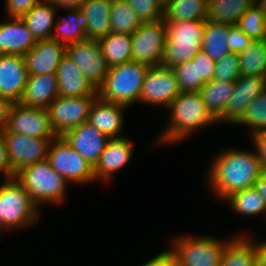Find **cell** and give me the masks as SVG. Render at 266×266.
<instances>
[{
  "mask_svg": "<svg viewBox=\"0 0 266 266\" xmlns=\"http://www.w3.org/2000/svg\"><path fill=\"white\" fill-rule=\"evenodd\" d=\"M256 153L230 151L219 156L209 172L210 182L221 197L253 187L263 172Z\"/></svg>",
  "mask_w": 266,
  "mask_h": 266,
  "instance_id": "obj_1",
  "label": "cell"
},
{
  "mask_svg": "<svg viewBox=\"0 0 266 266\" xmlns=\"http://www.w3.org/2000/svg\"><path fill=\"white\" fill-rule=\"evenodd\" d=\"M164 22L166 39L162 66L172 68L191 61L201 51L206 19Z\"/></svg>",
  "mask_w": 266,
  "mask_h": 266,
  "instance_id": "obj_2",
  "label": "cell"
},
{
  "mask_svg": "<svg viewBox=\"0 0 266 266\" xmlns=\"http://www.w3.org/2000/svg\"><path fill=\"white\" fill-rule=\"evenodd\" d=\"M148 69L149 66L146 64L132 60L110 67L103 83L97 88L99 96L96 97L124 106H128L137 99L140 100Z\"/></svg>",
  "mask_w": 266,
  "mask_h": 266,
  "instance_id": "obj_3",
  "label": "cell"
},
{
  "mask_svg": "<svg viewBox=\"0 0 266 266\" xmlns=\"http://www.w3.org/2000/svg\"><path fill=\"white\" fill-rule=\"evenodd\" d=\"M169 107L173 124L162 136L164 142L179 140L192 129L217 121L207 110L199 92H181Z\"/></svg>",
  "mask_w": 266,
  "mask_h": 266,
  "instance_id": "obj_4",
  "label": "cell"
},
{
  "mask_svg": "<svg viewBox=\"0 0 266 266\" xmlns=\"http://www.w3.org/2000/svg\"><path fill=\"white\" fill-rule=\"evenodd\" d=\"M15 179L33 202H59L63 199L66 179L58 174L46 159L27 166L15 174Z\"/></svg>",
  "mask_w": 266,
  "mask_h": 266,
  "instance_id": "obj_5",
  "label": "cell"
},
{
  "mask_svg": "<svg viewBox=\"0 0 266 266\" xmlns=\"http://www.w3.org/2000/svg\"><path fill=\"white\" fill-rule=\"evenodd\" d=\"M36 206L15 178L8 179L0 187V220L4 228L36 221Z\"/></svg>",
  "mask_w": 266,
  "mask_h": 266,
  "instance_id": "obj_6",
  "label": "cell"
},
{
  "mask_svg": "<svg viewBox=\"0 0 266 266\" xmlns=\"http://www.w3.org/2000/svg\"><path fill=\"white\" fill-rule=\"evenodd\" d=\"M131 37L132 61L149 67L162 65L166 39L164 20L142 22Z\"/></svg>",
  "mask_w": 266,
  "mask_h": 266,
  "instance_id": "obj_7",
  "label": "cell"
},
{
  "mask_svg": "<svg viewBox=\"0 0 266 266\" xmlns=\"http://www.w3.org/2000/svg\"><path fill=\"white\" fill-rule=\"evenodd\" d=\"M95 98V95L58 96L47 108L50 125L56 136H63L66 132L87 122Z\"/></svg>",
  "mask_w": 266,
  "mask_h": 266,
  "instance_id": "obj_8",
  "label": "cell"
},
{
  "mask_svg": "<svg viewBox=\"0 0 266 266\" xmlns=\"http://www.w3.org/2000/svg\"><path fill=\"white\" fill-rule=\"evenodd\" d=\"M53 141L55 145L50 147L47 160L51 167L67 182H86L95 178L94 167L76 152L62 136H57Z\"/></svg>",
  "mask_w": 266,
  "mask_h": 266,
  "instance_id": "obj_9",
  "label": "cell"
},
{
  "mask_svg": "<svg viewBox=\"0 0 266 266\" xmlns=\"http://www.w3.org/2000/svg\"><path fill=\"white\" fill-rule=\"evenodd\" d=\"M2 136L14 174L48 157V147L52 142L50 138H36L7 130Z\"/></svg>",
  "mask_w": 266,
  "mask_h": 266,
  "instance_id": "obj_10",
  "label": "cell"
},
{
  "mask_svg": "<svg viewBox=\"0 0 266 266\" xmlns=\"http://www.w3.org/2000/svg\"><path fill=\"white\" fill-rule=\"evenodd\" d=\"M177 241L173 252L178 258L179 266H220L222 253L227 245L209 237Z\"/></svg>",
  "mask_w": 266,
  "mask_h": 266,
  "instance_id": "obj_11",
  "label": "cell"
},
{
  "mask_svg": "<svg viewBox=\"0 0 266 266\" xmlns=\"http://www.w3.org/2000/svg\"><path fill=\"white\" fill-rule=\"evenodd\" d=\"M180 93L179 82L172 68L162 65L149 67L144 77L140 100L169 107Z\"/></svg>",
  "mask_w": 266,
  "mask_h": 266,
  "instance_id": "obj_12",
  "label": "cell"
},
{
  "mask_svg": "<svg viewBox=\"0 0 266 266\" xmlns=\"http://www.w3.org/2000/svg\"><path fill=\"white\" fill-rule=\"evenodd\" d=\"M66 54L96 88L103 83L109 66L98 41L84 40L68 44L66 45Z\"/></svg>",
  "mask_w": 266,
  "mask_h": 266,
  "instance_id": "obj_13",
  "label": "cell"
},
{
  "mask_svg": "<svg viewBox=\"0 0 266 266\" xmlns=\"http://www.w3.org/2000/svg\"><path fill=\"white\" fill-rule=\"evenodd\" d=\"M6 130L36 138L52 137L53 140V137H57L50 125L46 109L26 107L21 103L13 104Z\"/></svg>",
  "mask_w": 266,
  "mask_h": 266,
  "instance_id": "obj_14",
  "label": "cell"
},
{
  "mask_svg": "<svg viewBox=\"0 0 266 266\" xmlns=\"http://www.w3.org/2000/svg\"><path fill=\"white\" fill-rule=\"evenodd\" d=\"M28 76L24 56L0 54V97L20 103Z\"/></svg>",
  "mask_w": 266,
  "mask_h": 266,
  "instance_id": "obj_15",
  "label": "cell"
},
{
  "mask_svg": "<svg viewBox=\"0 0 266 266\" xmlns=\"http://www.w3.org/2000/svg\"><path fill=\"white\" fill-rule=\"evenodd\" d=\"M266 88V78L256 75L242 76L235 81L234 93L230 96L222 115L217 119H226L236 123L248 104Z\"/></svg>",
  "mask_w": 266,
  "mask_h": 266,
  "instance_id": "obj_16",
  "label": "cell"
},
{
  "mask_svg": "<svg viewBox=\"0 0 266 266\" xmlns=\"http://www.w3.org/2000/svg\"><path fill=\"white\" fill-rule=\"evenodd\" d=\"M66 54V45L52 39L39 40L25 54L28 75H55L61 59Z\"/></svg>",
  "mask_w": 266,
  "mask_h": 266,
  "instance_id": "obj_17",
  "label": "cell"
},
{
  "mask_svg": "<svg viewBox=\"0 0 266 266\" xmlns=\"http://www.w3.org/2000/svg\"><path fill=\"white\" fill-rule=\"evenodd\" d=\"M62 137L93 167L110 139L88 121L66 132Z\"/></svg>",
  "mask_w": 266,
  "mask_h": 266,
  "instance_id": "obj_18",
  "label": "cell"
},
{
  "mask_svg": "<svg viewBox=\"0 0 266 266\" xmlns=\"http://www.w3.org/2000/svg\"><path fill=\"white\" fill-rule=\"evenodd\" d=\"M55 75L58 81V94L61 97H80L98 93L97 88L67 54L61 59Z\"/></svg>",
  "mask_w": 266,
  "mask_h": 266,
  "instance_id": "obj_19",
  "label": "cell"
},
{
  "mask_svg": "<svg viewBox=\"0 0 266 266\" xmlns=\"http://www.w3.org/2000/svg\"><path fill=\"white\" fill-rule=\"evenodd\" d=\"M36 42L21 18L0 24V54L25 56Z\"/></svg>",
  "mask_w": 266,
  "mask_h": 266,
  "instance_id": "obj_20",
  "label": "cell"
},
{
  "mask_svg": "<svg viewBox=\"0 0 266 266\" xmlns=\"http://www.w3.org/2000/svg\"><path fill=\"white\" fill-rule=\"evenodd\" d=\"M59 96L56 75H31L20 103L26 107L46 109Z\"/></svg>",
  "mask_w": 266,
  "mask_h": 266,
  "instance_id": "obj_21",
  "label": "cell"
},
{
  "mask_svg": "<svg viewBox=\"0 0 266 266\" xmlns=\"http://www.w3.org/2000/svg\"><path fill=\"white\" fill-rule=\"evenodd\" d=\"M95 101L90 108L87 121L108 138H118L116 134L120 132L123 122L120 111L126 106L107 102L101 98Z\"/></svg>",
  "mask_w": 266,
  "mask_h": 266,
  "instance_id": "obj_22",
  "label": "cell"
},
{
  "mask_svg": "<svg viewBox=\"0 0 266 266\" xmlns=\"http://www.w3.org/2000/svg\"><path fill=\"white\" fill-rule=\"evenodd\" d=\"M131 142L126 138H111L94 166V176L108 179L112 171L125 165L132 154ZM110 173V174H109Z\"/></svg>",
  "mask_w": 266,
  "mask_h": 266,
  "instance_id": "obj_23",
  "label": "cell"
},
{
  "mask_svg": "<svg viewBox=\"0 0 266 266\" xmlns=\"http://www.w3.org/2000/svg\"><path fill=\"white\" fill-rule=\"evenodd\" d=\"M111 5L112 0H87L80 7L86 17V40L98 41L111 32Z\"/></svg>",
  "mask_w": 266,
  "mask_h": 266,
  "instance_id": "obj_24",
  "label": "cell"
},
{
  "mask_svg": "<svg viewBox=\"0 0 266 266\" xmlns=\"http://www.w3.org/2000/svg\"><path fill=\"white\" fill-rule=\"evenodd\" d=\"M229 25L206 19L201 50L215 62L224 58L229 51Z\"/></svg>",
  "mask_w": 266,
  "mask_h": 266,
  "instance_id": "obj_25",
  "label": "cell"
},
{
  "mask_svg": "<svg viewBox=\"0 0 266 266\" xmlns=\"http://www.w3.org/2000/svg\"><path fill=\"white\" fill-rule=\"evenodd\" d=\"M255 0H208L207 20L235 25Z\"/></svg>",
  "mask_w": 266,
  "mask_h": 266,
  "instance_id": "obj_26",
  "label": "cell"
},
{
  "mask_svg": "<svg viewBox=\"0 0 266 266\" xmlns=\"http://www.w3.org/2000/svg\"><path fill=\"white\" fill-rule=\"evenodd\" d=\"M40 0L31 10L21 17L36 41L51 39L55 11L53 5ZM53 24V25H52Z\"/></svg>",
  "mask_w": 266,
  "mask_h": 266,
  "instance_id": "obj_27",
  "label": "cell"
},
{
  "mask_svg": "<svg viewBox=\"0 0 266 266\" xmlns=\"http://www.w3.org/2000/svg\"><path fill=\"white\" fill-rule=\"evenodd\" d=\"M98 43L109 68L132 60L131 35L109 32Z\"/></svg>",
  "mask_w": 266,
  "mask_h": 266,
  "instance_id": "obj_28",
  "label": "cell"
},
{
  "mask_svg": "<svg viewBox=\"0 0 266 266\" xmlns=\"http://www.w3.org/2000/svg\"><path fill=\"white\" fill-rule=\"evenodd\" d=\"M235 82L211 80L199 91L207 110L217 120L234 93Z\"/></svg>",
  "mask_w": 266,
  "mask_h": 266,
  "instance_id": "obj_29",
  "label": "cell"
},
{
  "mask_svg": "<svg viewBox=\"0 0 266 266\" xmlns=\"http://www.w3.org/2000/svg\"><path fill=\"white\" fill-rule=\"evenodd\" d=\"M208 0H171L164 7V21L207 19Z\"/></svg>",
  "mask_w": 266,
  "mask_h": 266,
  "instance_id": "obj_30",
  "label": "cell"
},
{
  "mask_svg": "<svg viewBox=\"0 0 266 266\" xmlns=\"http://www.w3.org/2000/svg\"><path fill=\"white\" fill-rule=\"evenodd\" d=\"M245 238L228 242L222 253L220 266H257L256 245Z\"/></svg>",
  "mask_w": 266,
  "mask_h": 266,
  "instance_id": "obj_31",
  "label": "cell"
},
{
  "mask_svg": "<svg viewBox=\"0 0 266 266\" xmlns=\"http://www.w3.org/2000/svg\"><path fill=\"white\" fill-rule=\"evenodd\" d=\"M142 24L126 0H112L110 10L111 32L132 35Z\"/></svg>",
  "mask_w": 266,
  "mask_h": 266,
  "instance_id": "obj_32",
  "label": "cell"
},
{
  "mask_svg": "<svg viewBox=\"0 0 266 266\" xmlns=\"http://www.w3.org/2000/svg\"><path fill=\"white\" fill-rule=\"evenodd\" d=\"M240 75H256L266 78V44L254 40L244 51L238 53Z\"/></svg>",
  "mask_w": 266,
  "mask_h": 266,
  "instance_id": "obj_33",
  "label": "cell"
},
{
  "mask_svg": "<svg viewBox=\"0 0 266 266\" xmlns=\"http://www.w3.org/2000/svg\"><path fill=\"white\" fill-rule=\"evenodd\" d=\"M73 11L72 18L70 17L71 20H65L59 26L57 25V32L52 34V40L65 45L86 40L87 23L85 14L80 9H73Z\"/></svg>",
  "mask_w": 266,
  "mask_h": 266,
  "instance_id": "obj_34",
  "label": "cell"
},
{
  "mask_svg": "<svg viewBox=\"0 0 266 266\" xmlns=\"http://www.w3.org/2000/svg\"><path fill=\"white\" fill-rule=\"evenodd\" d=\"M226 198L230 200L232 208L246 215L266 210V203L255 186L232 193Z\"/></svg>",
  "mask_w": 266,
  "mask_h": 266,
  "instance_id": "obj_35",
  "label": "cell"
},
{
  "mask_svg": "<svg viewBox=\"0 0 266 266\" xmlns=\"http://www.w3.org/2000/svg\"><path fill=\"white\" fill-rule=\"evenodd\" d=\"M236 123L250 125L254 135L266 131V88L248 104Z\"/></svg>",
  "mask_w": 266,
  "mask_h": 266,
  "instance_id": "obj_36",
  "label": "cell"
},
{
  "mask_svg": "<svg viewBox=\"0 0 266 266\" xmlns=\"http://www.w3.org/2000/svg\"><path fill=\"white\" fill-rule=\"evenodd\" d=\"M249 38L263 40L266 29V17L256 2L245 12L236 24Z\"/></svg>",
  "mask_w": 266,
  "mask_h": 266,
  "instance_id": "obj_37",
  "label": "cell"
},
{
  "mask_svg": "<svg viewBox=\"0 0 266 266\" xmlns=\"http://www.w3.org/2000/svg\"><path fill=\"white\" fill-rule=\"evenodd\" d=\"M181 92H199L204 84L199 80L198 60L183 62L172 67Z\"/></svg>",
  "mask_w": 266,
  "mask_h": 266,
  "instance_id": "obj_38",
  "label": "cell"
},
{
  "mask_svg": "<svg viewBox=\"0 0 266 266\" xmlns=\"http://www.w3.org/2000/svg\"><path fill=\"white\" fill-rule=\"evenodd\" d=\"M238 53H228L216 61L213 80L235 82L240 77Z\"/></svg>",
  "mask_w": 266,
  "mask_h": 266,
  "instance_id": "obj_39",
  "label": "cell"
},
{
  "mask_svg": "<svg viewBox=\"0 0 266 266\" xmlns=\"http://www.w3.org/2000/svg\"><path fill=\"white\" fill-rule=\"evenodd\" d=\"M142 22L163 20L164 7L158 0H126Z\"/></svg>",
  "mask_w": 266,
  "mask_h": 266,
  "instance_id": "obj_40",
  "label": "cell"
},
{
  "mask_svg": "<svg viewBox=\"0 0 266 266\" xmlns=\"http://www.w3.org/2000/svg\"><path fill=\"white\" fill-rule=\"evenodd\" d=\"M253 41L236 24L229 25L228 46L231 53H240L246 50Z\"/></svg>",
  "mask_w": 266,
  "mask_h": 266,
  "instance_id": "obj_41",
  "label": "cell"
},
{
  "mask_svg": "<svg viewBox=\"0 0 266 266\" xmlns=\"http://www.w3.org/2000/svg\"><path fill=\"white\" fill-rule=\"evenodd\" d=\"M192 60H198L199 80L205 85L213 80L215 61L202 50Z\"/></svg>",
  "mask_w": 266,
  "mask_h": 266,
  "instance_id": "obj_42",
  "label": "cell"
},
{
  "mask_svg": "<svg viewBox=\"0 0 266 266\" xmlns=\"http://www.w3.org/2000/svg\"><path fill=\"white\" fill-rule=\"evenodd\" d=\"M39 2V0H7V11L11 18H21Z\"/></svg>",
  "mask_w": 266,
  "mask_h": 266,
  "instance_id": "obj_43",
  "label": "cell"
},
{
  "mask_svg": "<svg viewBox=\"0 0 266 266\" xmlns=\"http://www.w3.org/2000/svg\"><path fill=\"white\" fill-rule=\"evenodd\" d=\"M143 266H179V261L173 251H165Z\"/></svg>",
  "mask_w": 266,
  "mask_h": 266,
  "instance_id": "obj_44",
  "label": "cell"
},
{
  "mask_svg": "<svg viewBox=\"0 0 266 266\" xmlns=\"http://www.w3.org/2000/svg\"><path fill=\"white\" fill-rule=\"evenodd\" d=\"M0 170L4 171L7 178H15L2 134H0Z\"/></svg>",
  "mask_w": 266,
  "mask_h": 266,
  "instance_id": "obj_45",
  "label": "cell"
},
{
  "mask_svg": "<svg viewBox=\"0 0 266 266\" xmlns=\"http://www.w3.org/2000/svg\"><path fill=\"white\" fill-rule=\"evenodd\" d=\"M13 102L4 97H0V134H2L8 126V119L10 115Z\"/></svg>",
  "mask_w": 266,
  "mask_h": 266,
  "instance_id": "obj_46",
  "label": "cell"
},
{
  "mask_svg": "<svg viewBox=\"0 0 266 266\" xmlns=\"http://www.w3.org/2000/svg\"><path fill=\"white\" fill-rule=\"evenodd\" d=\"M253 138L255 140L257 147L256 151L262 163L263 170H266V131L255 134Z\"/></svg>",
  "mask_w": 266,
  "mask_h": 266,
  "instance_id": "obj_47",
  "label": "cell"
},
{
  "mask_svg": "<svg viewBox=\"0 0 266 266\" xmlns=\"http://www.w3.org/2000/svg\"><path fill=\"white\" fill-rule=\"evenodd\" d=\"M50 2L52 5H60L63 8L66 7L72 9H80V7L87 1V0H45Z\"/></svg>",
  "mask_w": 266,
  "mask_h": 266,
  "instance_id": "obj_48",
  "label": "cell"
},
{
  "mask_svg": "<svg viewBox=\"0 0 266 266\" xmlns=\"http://www.w3.org/2000/svg\"><path fill=\"white\" fill-rule=\"evenodd\" d=\"M254 186L266 203V170L262 172Z\"/></svg>",
  "mask_w": 266,
  "mask_h": 266,
  "instance_id": "obj_49",
  "label": "cell"
},
{
  "mask_svg": "<svg viewBox=\"0 0 266 266\" xmlns=\"http://www.w3.org/2000/svg\"><path fill=\"white\" fill-rule=\"evenodd\" d=\"M257 266H266V243L256 245Z\"/></svg>",
  "mask_w": 266,
  "mask_h": 266,
  "instance_id": "obj_50",
  "label": "cell"
},
{
  "mask_svg": "<svg viewBox=\"0 0 266 266\" xmlns=\"http://www.w3.org/2000/svg\"><path fill=\"white\" fill-rule=\"evenodd\" d=\"M259 2V3H257ZM256 4L262 9V11L264 12V15L266 17V0H256Z\"/></svg>",
  "mask_w": 266,
  "mask_h": 266,
  "instance_id": "obj_51",
  "label": "cell"
},
{
  "mask_svg": "<svg viewBox=\"0 0 266 266\" xmlns=\"http://www.w3.org/2000/svg\"><path fill=\"white\" fill-rule=\"evenodd\" d=\"M171 0H158V2L165 7Z\"/></svg>",
  "mask_w": 266,
  "mask_h": 266,
  "instance_id": "obj_52",
  "label": "cell"
},
{
  "mask_svg": "<svg viewBox=\"0 0 266 266\" xmlns=\"http://www.w3.org/2000/svg\"><path fill=\"white\" fill-rule=\"evenodd\" d=\"M263 42L266 44V29H265V35H264V38H263Z\"/></svg>",
  "mask_w": 266,
  "mask_h": 266,
  "instance_id": "obj_53",
  "label": "cell"
},
{
  "mask_svg": "<svg viewBox=\"0 0 266 266\" xmlns=\"http://www.w3.org/2000/svg\"><path fill=\"white\" fill-rule=\"evenodd\" d=\"M1 227H4V226H3V224H2V222H1V220H0V229H1Z\"/></svg>",
  "mask_w": 266,
  "mask_h": 266,
  "instance_id": "obj_54",
  "label": "cell"
}]
</instances>
